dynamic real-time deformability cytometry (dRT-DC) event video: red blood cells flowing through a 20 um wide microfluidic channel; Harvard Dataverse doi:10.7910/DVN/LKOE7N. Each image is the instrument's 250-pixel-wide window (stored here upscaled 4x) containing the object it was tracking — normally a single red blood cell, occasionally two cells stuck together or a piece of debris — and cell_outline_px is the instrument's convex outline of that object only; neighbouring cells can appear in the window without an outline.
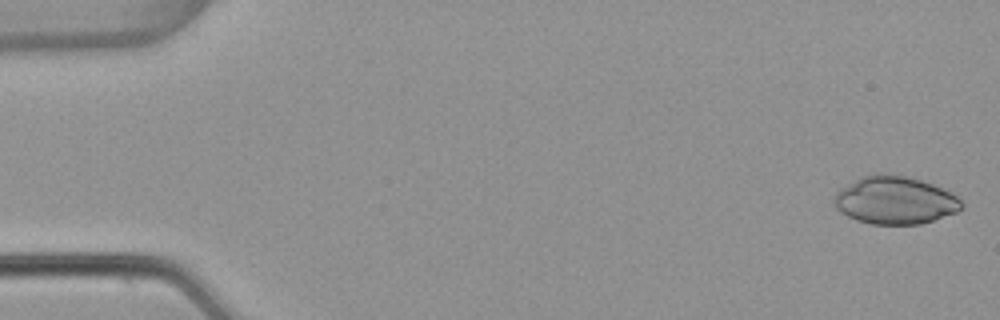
{"species": "common noctule bat (a hibernating species)", "species_latin": "Nyctalus noctula", "temperature_condition": "warm", "stored_images_in_passage": 40, "camera_frame_rate_fps": 3000, "um_per_image_px": 0.085, "animal": {"sex": "female", "body_mass_g": 22.7, "forearm_length_mm": 54.2}, "frame": {"image": 1, "passage_image": 1, "time_ms": 0.0, "image_size_px": [1000, 320], "cell_outline_px": [[964, 208], [956, 212], [920, 224], [868, 224], [856, 220], [840, 212], [836, 208], [832, 200], [832, 196], [840, 188], [860, 176], [872, 172], [880, 172], [904, 176], [920, 180], [944, 188], [956, 196], [964, 204]], "centroid_in_image_um": [76.02, 17.0], "position_along_channel_um": 9.0, "area_um2": 35.89}}